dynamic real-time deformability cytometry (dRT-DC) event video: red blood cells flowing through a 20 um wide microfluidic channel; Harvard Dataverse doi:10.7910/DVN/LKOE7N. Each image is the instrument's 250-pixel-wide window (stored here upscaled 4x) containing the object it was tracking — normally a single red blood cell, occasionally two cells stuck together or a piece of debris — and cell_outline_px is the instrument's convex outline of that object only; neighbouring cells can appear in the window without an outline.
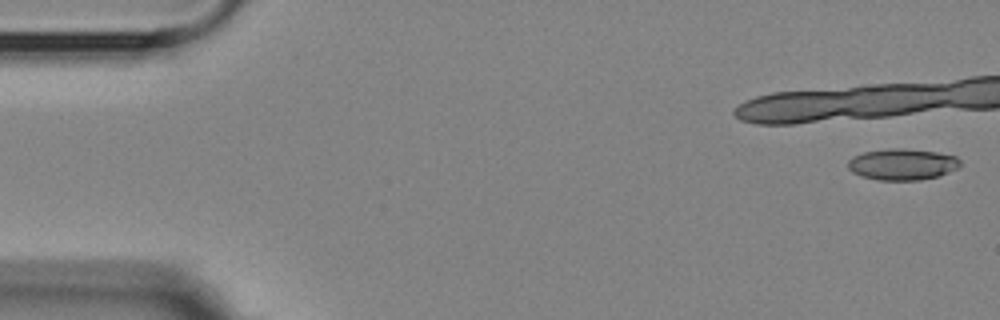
{"species": "Egyptian fruit bat (a non-hibernating species)", "species_latin": "Rousettus aegyptiacus", "temperature_condition": "room temperature", "stored_images_in_passage": 7, "segment_of_instrument_passage": [1, 2], "camera_frame_rate_fps": 3000, "um_per_image_px": 0.085, "animal": {"sex": "female"}, "frame": {"image": 1, "passage_image": 1, "time_ms": 0.0, "image_size_px": [1000, 320], "cell_outline_px": [[960, 168], [936, 176], [920, 180], [880, 180], [860, 176], [852, 172], [848, 168], [848, 160], [852, 156], [864, 152], [888, 148], [904, 148], [936, 152], [956, 156], [960, 160]], "centroid_in_image_um": [76.68, 13.96], "position_along_channel_um": 8.3, "area_um2": 20.58}}
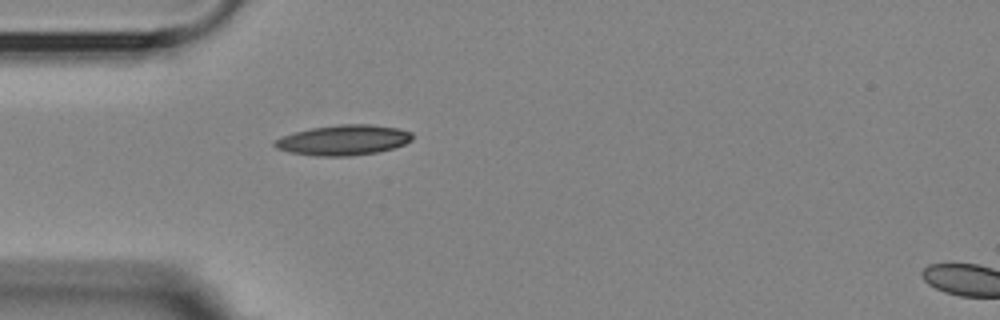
{"frame": {"image": 2, "passage_image": 6, "time_ms": 6.0, "image_size_px": [1000, 320], "cell_outline_px": [[412, 140], [404, 144], [392, 148], [376, 152], [348, 156], [316, 156], [288, 152], [276, 148], [272, 144], [272, 140], [280, 136], [312, 128], [340, 124], [372, 124], [396, 128], [412, 132]], "centroid_in_image_um": [29.14, 11.9], "position_along_channel_um": 55.9, "area_um2": 24.28}}